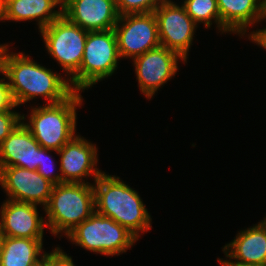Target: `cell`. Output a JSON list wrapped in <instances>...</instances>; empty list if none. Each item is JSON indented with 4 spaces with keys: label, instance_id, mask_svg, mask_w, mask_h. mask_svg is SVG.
Wrapping results in <instances>:
<instances>
[{
    "label": "cell",
    "instance_id": "cell-1",
    "mask_svg": "<svg viewBox=\"0 0 266 266\" xmlns=\"http://www.w3.org/2000/svg\"><path fill=\"white\" fill-rule=\"evenodd\" d=\"M3 44L0 51V69L5 73L16 106L39 97L47 104H56L69 98L75 90L69 79L47 69L23 53L8 51Z\"/></svg>",
    "mask_w": 266,
    "mask_h": 266
},
{
    "label": "cell",
    "instance_id": "cell-2",
    "mask_svg": "<svg viewBox=\"0 0 266 266\" xmlns=\"http://www.w3.org/2000/svg\"><path fill=\"white\" fill-rule=\"evenodd\" d=\"M95 211L125 227L137 239L149 231L152 218L138 192L118 176L103 172L93 183Z\"/></svg>",
    "mask_w": 266,
    "mask_h": 266
},
{
    "label": "cell",
    "instance_id": "cell-3",
    "mask_svg": "<svg viewBox=\"0 0 266 266\" xmlns=\"http://www.w3.org/2000/svg\"><path fill=\"white\" fill-rule=\"evenodd\" d=\"M82 101L81 92L75 91L60 103L31 108L29 121L22 114V122L41 147L57 152L76 136V107Z\"/></svg>",
    "mask_w": 266,
    "mask_h": 266
},
{
    "label": "cell",
    "instance_id": "cell-4",
    "mask_svg": "<svg viewBox=\"0 0 266 266\" xmlns=\"http://www.w3.org/2000/svg\"><path fill=\"white\" fill-rule=\"evenodd\" d=\"M47 215L46 228L60 237L67 235L76 226L95 212L93 184L61 183L53 186L48 204L44 208Z\"/></svg>",
    "mask_w": 266,
    "mask_h": 266
},
{
    "label": "cell",
    "instance_id": "cell-5",
    "mask_svg": "<svg viewBox=\"0 0 266 266\" xmlns=\"http://www.w3.org/2000/svg\"><path fill=\"white\" fill-rule=\"evenodd\" d=\"M120 58L114 29L88 31L80 68L69 79L72 88L82 92L112 76Z\"/></svg>",
    "mask_w": 266,
    "mask_h": 266
},
{
    "label": "cell",
    "instance_id": "cell-6",
    "mask_svg": "<svg viewBox=\"0 0 266 266\" xmlns=\"http://www.w3.org/2000/svg\"><path fill=\"white\" fill-rule=\"evenodd\" d=\"M77 246L105 256L120 255L138 240L112 218L96 211L66 235Z\"/></svg>",
    "mask_w": 266,
    "mask_h": 266
},
{
    "label": "cell",
    "instance_id": "cell-7",
    "mask_svg": "<svg viewBox=\"0 0 266 266\" xmlns=\"http://www.w3.org/2000/svg\"><path fill=\"white\" fill-rule=\"evenodd\" d=\"M39 32L48 54L63 67L65 76L70 79L80 68L88 31L61 15Z\"/></svg>",
    "mask_w": 266,
    "mask_h": 266
},
{
    "label": "cell",
    "instance_id": "cell-8",
    "mask_svg": "<svg viewBox=\"0 0 266 266\" xmlns=\"http://www.w3.org/2000/svg\"><path fill=\"white\" fill-rule=\"evenodd\" d=\"M121 58L134 59L160 46L154 12L120 15L114 27Z\"/></svg>",
    "mask_w": 266,
    "mask_h": 266
},
{
    "label": "cell",
    "instance_id": "cell-9",
    "mask_svg": "<svg viewBox=\"0 0 266 266\" xmlns=\"http://www.w3.org/2000/svg\"><path fill=\"white\" fill-rule=\"evenodd\" d=\"M160 45L179 54L186 62L197 24L181 4L166 0L155 10Z\"/></svg>",
    "mask_w": 266,
    "mask_h": 266
},
{
    "label": "cell",
    "instance_id": "cell-10",
    "mask_svg": "<svg viewBox=\"0 0 266 266\" xmlns=\"http://www.w3.org/2000/svg\"><path fill=\"white\" fill-rule=\"evenodd\" d=\"M179 59L185 64L179 54L161 45L133 59L138 87L147 99L176 74Z\"/></svg>",
    "mask_w": 266,
    "mask_h": 266
},
{
    "label": "cell",
    "instance_id": "cell-11",
    "mask_svg": "<svg viewBox=\"0 0 266 266\" xmlns=\"http://www.w3.org/2000/svg\"><path fill=\"white\" fill-rule=\"evenodd\" d=\"M0 185L7 199L41 205L43 209L48 204L54 186L37 170L16 166L0 168Z\"/></svg>",
    "mask_w": 266,
    "mask_h": 266
},
{
    "label": "cell",
    "instance_id": "cell-12",
    "mask_svg": "<svg viewBox=\"0 0 266 266\" xmlns=\"http://www.w3.org/2000/svg\"><path fill=\"white\" fill-rule=\"evenodd\" d=\"M59 173L62 183H85L83 178L93 176L94 181L103 173L97 168L96 144L79 135L66 143L59 151Z\"/></svg>",
    "mask_w": 266,
    "mask_h": 266
},
{
    "label": "cell",
    "instance_id": "cell-13",
    "mask_svg": "<svg viewBox=\"0 0 266 266\" xmlns=\"http://www.w3.org/2000/svg\"><path fill=\"white\" fill-rule=\"evenodd\" d=\"M62 15L86 31L112 30L120 16L116 0H67Z\"/></svg>",
    "mask_w": 266,
    "mask_h": 266
},
{
    "label": "cell",
    "instance_id": "cell-14",
    "mask_svg": "<svg viewBox=\"0 0 266 266\" xmlns=\"http://www.w3.org/2000/svg\"><path fill=\"white\" fill-rule=\"evenodd\" d=\"M0 209L1 235L43 240L46 220L37 205L6 199Z\"/></svg>",
    "mask_w": 266,
    "mask_h": 266
},
{
    "label": "cell",
    "instance_id": "cell-15",
    "mask_svg": "<svg viewBox=\"0 0 266 266\" xmlns=\"http://www.w3.org/2000/svg\"><path fill=\"white\" fill-rule=\"evenodd\" d=\"M42 160V147L21 122L0 144V168L16 166L37 170Z\"/></svg>",
    "mask_w": 266,
    "mask_h": 266
},
{
    "label": "cell",
    "instance_id": "cell-16",
    "mask_svg": "<svg viewBox=\"0 0 266 266\" xmlns=\"http://www.w3.org/2000/svg\"><path fill=\"white\" fill-rule=\"evenodd\" d=\"M222 251L229 260L218 258V262L266 265V217L253 227L237 233Z\"/></svg>",
    "mask_w": 266,
    "mask_h": 266
},
{
    "label": "cell",
    "instance_id": "cell-17",
    "mask_svg": "<svg viewBox=\"0 0 266 266\" xmlns=\"http://www.w3.org/2000/svg\"><path fill=\"white\" fill-rule=\"evenodd\" d=\"M220 31L245 36L249 26L266 19L263 0H217Z\"/></svg>",
    "mask_w": 266,
    "mask_h": 266
},
{
    "label": "cell",
    "instance_id": "cell-18",
    "mask_svg": "<svg viewBox=\"0 0 266 266\" xmlns=\"http://www.w3.org/2000/svg\"><path fill=\"white\" fill-rule=\"evenodd\" d=\"M59 6L60 8L54 10ZM63 4L59 0H5V20H37L39 31L62 15Z\"/></svg>",
    "mask_w": 266,
    "mask_h": 266
},
{
    "label": "cell",
    "instance_id": "cell-19",
    "mask_svg": "<svg viewBox=\"0 0 266 266\" xmlns=\"http://www.w3.org/2000/svg\"><path fill=\"white\" fill-rule=\"evenodd\" d=\"M43 250V240L3 236L0 266H34L45 257Z\"/></svg>",
    "mask_w": 266,
    "mask_h": 266
},
{
    "label": "cell",
    "instance_id": "cell-20",
    "mask_svg": "<svg viewBox=\"0 0 266 266\" xmlns=\"http://www.w3.org/2000/svg\"><path fill=\"white\" fill-rule=\"evenodd\" d=\"M182 5L197 25L204 23L206 28H210L214 20L217 29L220 30V14L217 0H184Z\"/></svg>",
    "mask_w": 266,
    "mask_h": 266
},
{
    "label": "cell",
    "instance_id": "cell-21",
    "mask_svg": "<svg viewBox=\"0 0 266 266\" xmlns=\"http://www.w3.org/2000/svg\"><path fill=\"white\" fill-rule=\"evenodd\" d=\"M166 0H116L119 15L149 13Z\"/></svg>",
    "mask_w": 266,
    "mask_h": 266
},
{
    "label": "cell",
    "instance_id": "cell-22",
    "mask_svg": "<svg viewBox=\"0 0 266 266\" xmlns=\"http://www.w3.org/2000/svg\"><path fill=\"white\" fill-rule=\"evenodd\" d=\"M51 151L42 147V160L41 164H39L37 172L41 174L44 178L48 179L54 185L62 183V176L59 173H54V160L52 161V156L49 155Z\"/></svg>",
    "mask_w": 266,
    "mask_h": 266
},
{
    "label": "cell",
    "instance_id": "cell-23",
    "mask_svg": "<svg viewBox=\"0 0 266 266\" xmlns=\"http://www.w3.org/2000/svg\"><path fill=\"white\" fill-rule=\"evenodd\" d=\"M22 121V114L13 110L0 111V144Z\"/></svg>",
    "mask_w": 266,
    "mask_h": 266
},
{
    "label": "cell",
    "instance_id": "cell-24",
    "mask_svg": "<svg viewBox=\"0 0 266 266\" xmlns=\"http://www.w3.org/2000/svg\"><path fill=\"white\" fill-rule=\"evenodd\" d=\"M0 73L4 78H0V111L12 110L15 107V102L13 100L8 80L6 81L5 73L0 69Z\"/></svg>",
    "mask_w": 266,
    "mask_h": 266
},
{
    "label": "cell",
    "instance_id": "cell-25",
    "mask_svg": "<svg viewBox=\"0 0 266 266\" xmlns=\"http://www.w3.org/2000/svg\"><path fill=\"white\" fill-rule=\"evenodd\" d=\"M50 266H75L71 256H68L60 247L50 252Z\"/></svg>",
    "mask_w": 266,
    "mask_h": 266
},
{
    "label": "cell",
    "instance_id": "cell-26",
    "mask_svg": "<svg viewBox=\"0 0 266 266\" xmlns=\"http://www.w3.org/2000/svg\"><path fill=\"white\" fill-rule=\"evenodd\" d=\"M247 36L248 39L252 42H255V44H258L262 48L266 50V28L264 27L263 29H258L256 31L251 32Z\"/></svg>",
    "mask_w": 266,
    "mask_h": 266
},
{
    "label": "cell",
    "instance_id": "cell-27",
    "mask_svg": "<svg viewBox=\"0 0 266 266\" xmlns=\"http://www.w3.org/2000/svg\"><path fill=\"white\" fill-rule=\"evenodd\" d=\"M34 266H50V253H46L45 257Z\"/></svg>",
    "mask_w": 266,
    "mask_h": 266
},
{
    "label": "cell",
    "instance_id": "cell-28",
    "mask_svg": "<svg viewBox=\"0 0 266 266\" xmlns=\"http://www.w3.org/2000/svg\"><path fill=\"white\" fill-rule=\"evenodd\" d=\"M221 266H266V265H249L237 262H219Z\"/></svg>",
    "mask_w": 266,
    "mask_h": 266
},
{
    "label": "cell",
    "instance_id": "cell-29",
    "mask_svg": "<svg viewBox=\"0 0 266 266\" xmlns=\"http://www.w3.org/2000/svg\"><path fill=\"white\" fill-rule=\"evenodd\" d=\"M5 15V0H0V21H3Z\"/></svg>",
    "mask_w": 266,
    "mask_h": 266
},
{
    "label": "cell",
    "instance_id": "cell-30",
    "mask_svg": "<svg viewBox=\"0 0 266 266\" xmlns=\"http://www.w3.org/2000/svg\"><path fill=\"white\" fill-rule=\"evenodd\" d=\"M2 251H3V235L0 234V263L2 258Z\"/></svg>",
    "mask_w": 266,
    "mask_h": 266
},
{
    "label": "cell",
    "instance_id": "cell-31",
    "mask_svg": "<svg viewBox=\"0 0 266 266\" xmlns=\"http://www.w3.org/2000/svg\"><path fill=\"white\" fill-rule=\"evenodd\" d=\"M62 4H64L67 0H59Z\"/></svg>",
    "mask_w": 266,
    "mask_h": 266
}]
</instances>
